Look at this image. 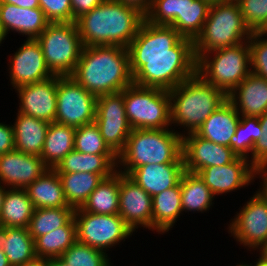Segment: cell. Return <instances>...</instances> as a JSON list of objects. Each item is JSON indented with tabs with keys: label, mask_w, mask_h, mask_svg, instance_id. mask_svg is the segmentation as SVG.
I'll return each mask as SVG.
<instances>
[{
	"label": "cell",
	"mask_w": 267,
	"mask_h": 266,
	"mask_svg": "<svg viewBox=\"0 0 267 266\" xmlns=\"http://www.w3.org/2000/svg\"><path fill=\"white\" fill-rule=\"evenodd\" d=\"M133 83L171 90L197 73L193 40L144 20L128 47Z\"/></svg>",
	"instance_id": "6da1fadb"
},
{
	"label": "cell",
	"mask_w": 267,
	"mask_h": 266,
	"mask_svg": "<svg viewBox=\"0 0 267 266\" xmlns=\"http://www.w3.org/2000/svg\"><path fill=\"white\" fill-rule=\"evenodd\" d=\"M71 77L96 97L123 91L133 84L128 48L84 46Z\"/></svg>",
	"instance_id": "7a4b0ae2"
},
{
	"label": "cell",
	"mask_w": 267,
	"mask_h": 266,
	"mask_svg": "<svg viewBox=\"0 0 267 266\" xmlns=\"http://www.w3.org/2000/svg\"><path fill=\"white\" fill-rule=\"evenodd\" d=\"M145 20L136 9L117 0H103L76 20L83 46L128 48Z\"/></svg>",
	"instance_id": "3957f363"
},
{
	"label": "cell",
	"mask_w": 267,
	"mask_h": 266,
	"mask_svg": "<svg viewBox=\"0 0 267 266\" xmlns=\"http://www.w3.org/2000/svg\"><path fill=\"white\" fill-rule=\"evenodd\" d=\"M169 95L171 125L174 131L178 126L184 128L182 136L196 132L227 101L223 90L207 83L197 73L169 90Z\"/></svg>",
	"instance_id": "277c9868"
},
{
	"label": "cell",
	"mask_w": 267,
	"mask_h": 266,
	"mask_svg": "<svg viewBox=\"0 0 267 266\" xmlns=\"http://www.w3.org/2000/svg\"><path fill=\"white\" fill-rule=\"evenodd\" d=\"M182 132L172 128L132 129L124 150L118 155L117 170L129 175L146 164L173 163L182 155Z\"/></svg>",
	"instance_id": "5b68a950"
},
{
	"label": "cell",
	"mask_w": 267,
	"mask_h": 266,
	"mask_svg": "<svg viewBox=\"0 0 267 266\" xmlns=\"http://www.w3.org/2000/svg\"><path fill=\"white\" fill-rule=\"evenodd\" d=\"M251 34L237 2H212L202 31L193 41L195 57L198 60L204 53L246 42Z\"/></svg>",
	"instance_id": "8992f818"
},
{
	"label": "cell",
	"mask_w": 267,
	"mask_h": 266,
	"mask_svg": "<svg viewBox=\"0 0 267 266\" xmlns=\"http://www.w3.org/2000/svg\"><path fill=\"white\" fill-rule=\"evenodd\" d=\"M250 73L248 41L204 53L197 60V74L227 95Z\"/></svg>",
	"instance_id": "52a82bcc"
},
{
	"label": "cell",
	"mask_w": 267,
	"mask_h": 266,
	"mask_svg": "<svg viewBox=\"0 0 267 266\" xmlns=\"http://www.w3.org/2000/svg\"><path fill=\"white\" fill-rule=\"evenodd\" d=\"M124 106L132 129L172 128L169 90L133 83L124 89Z\"/></svg>",
	"instance_id": "ba28073f"
},
{
	"label": "cell",
	"mask_w": 267,
	"mask_h": 266,
	"mask_svg": "<svg viewBox=\"0 0 267 266\" xmlns=\"http://www.w3.org/2000/svg\"><path fill=\"white\" fill-rule=\"evenodd\" d=\"M36 40L53 75L73 74L84 47L76 22L49 23Z\"/></svg>",
	"instance_id": "9c48e42d"
},
{
	"label": "cell",
	"mask_w": 267,
	"mask_h": 266,
	"mask_svg": "<svg viewBox=\"0 0 267 266\" xmlns=\"http://www.w3.org/2000/svg\"><path fill=\"white\" fill-rule=\"evenodd\" d=\"M210 0H153L145 20L153 25H167L179 34L195 40L208 18Z\"/></svg>",
	"instance_id": "30bf717a"
},
{
	"label": "cell",
	"mask_w": 267,
	"mask_h": 266,
	"mask_svg": "<svg viewBox=\"0 0 267 266\" xmlns=\"http://www.w3.org/2000/svg\"><path fill=\"white\" fill-rule=\"evenodd\" d=\"M73 217L77 241L105 253L129 239L134 233L119 214H96L78 208L74 210Z\"/></svg>",
	"instance_id": "8fae6325"
},
{
	"label": "cell",
	"mask_w": 267,
	"mask_h": 266,
	"mask_svg": "<svg viewBox=\"0 0 267 266\" xmlns=\"http://www.w3.org/2000/svg\"><path fill=\"white\" fill-rule=\"evenodd\" d=\"M96 100L95 95L71 76H59L55 123L74 128L93 123Z\"/></svg>",
	"instance_id": "7c38bea8"
},
{
	"label": "cell",
	"mask_w": 267,
	"mask_h": 266,
	"mask_svg": "<svg viewBox=\"0 0 267 266\" xmlns=\"http://www.w3.org/2000/svg\"><path fill=\"white\" fill-rule=\"evenodd\" d=\"M254 193L227 228L237 243L250 252H258L267 243V199L259 190Z\"/></svg>",
	"instance_id": "4fadbf2b"
},
{
	"label": "cell",
	"mask_w": 267,
	"mask_h": 266,
	"mask_svg": "<svg viewBox=\"0 0 267 266\" xmlns=\"http://www.w3.org/2000/svg\"><path fill=\"white\" fill-rule=\"evenodd\" d=\"M94 122L105 143L118 156L132 131L124 106V90L97 97Z\"/></svg>",
	"instance_id": "5bb4252c"
},
{
	"label": "cell",
	"mask_w": 267,
	"mask_h": 266,
	"mask_svg": "<svg viewBox=\"0 0 267 266\" xmlns=\"http://www.w3.org/2000/svg\"><path fill=\"white\" fill-rule=\"evenodd\" d=\"M8 67L12 89L54 76L45 63L42 48L36 39H25L18 50L12 53Z\"/></svg>",
	"instance_id": "9a60e30c"
},
{
	"label": "cell",
	"mask_w": 267,
	"mask_h": 266,
	"mask_svg": "<svg viewBox=\"0 0 267 266\" xmlns=\"http://www.w3.org/2000/svg\"><path fill=\"white\" fill-rule=\"evenodd\" d=\"M256 174L257 170L244 157H237L229 164L203 168L197 173L214 196L248 187L255 182Z\"/></svg>",
	"instance_id": "2e32d148"
},
{
	"label": "cell",
	"mask_w": 267,
	"mask_h": 266,
	"mask_svg": "<svg viewBox=\"0 0 267 266\" xmlns=\"http://www.w3.org/2000/svg\"><path fill=\"white\" fill-rule=\"evenodd\" d=\"M182 156L185 171L195 174L206 167L229 164L238 157L230 147L206 140L195 132L182 137Z\"/></svg>",
	"instance_id": "e0dca14e"
},
{
	"label": "cell",
	"mask_w": 267,
	"mask_h": 266,
	"mask_svg": "<svg viewBox=\"0 0 267 266\" xmlns=\"http://www.w3.org/2000/svg\"><path fill=\"white\" fill-rule=\"evenodd\" d=\"M152 205V197L120 172L119 215L134 233L141 227L152 231Z\"/></svg>",
	"instance_id": "ac0fdd59"
},
{
	"label": "cell",
	"mask_w": 267,
	"mask_h": 266,
	"mask_svg": "<svg viewBox=\"0 0 267 266\" xmlns=\"http://www.w3.org/2000/svg\"><path fill=\"white\" fill-rule=\"evenodd\" d=\"M58 75L33 84L19 86L15 89L19 98L20 113L34 118L55 122L57 107Z\"/></svg>",
	"instance_id": "d6986e66"
},
{
	"label": "cell",
	"mask_w": 267,
	"mask_h": 266,
	"mask_svg": "<svg viewBox=\"0 0 267 266\" xmlns=\"http://www.w3.org/2000/svg\"><path fill=\"white\" fill-rule=\"evenodd\" d=\"M49 169L40 156L14 149L0 155V184L6 188L26 189Z\"/></svg>",
	"instance_id": "ffe728a7"
},
{
	"label": "cell",
	"mask_w": 267,
	"mask_h": 266,
	"mask_svg": "<svg viewBox=\"0 0 267 266\" xmlns=\"http://www.w3.org/2000/svg\"><path fill=\"white\" fill-rule=\"evenodd\" d=\"M50 22L40 8H22L8 3H0V29L5 37L11 32L26 39H36Z\"/></svg>",
	"instance_id": "44dd1931"
},
{
	"label": "cell",
	"mask_w": 267,
	"mask_h": 266,
	"mask_svg": "<svg viewBox=\"0 0 267 266\" xmlns=\"http://www.w3.org/2000/svg\"><path fill=\"white\" fill-rule=\"evenodd\" d=\"M185 172L183 156L173 163L146 164L135 168L128 176L151 197L176 186Z\"/></svg>",
	"instance_id": "7402d4cb"
},
{
	"label": "cell",
	"mask_w": 267,
	"mask_h": 266,
	"mask_svg": "<svg viewBox=\"0 0 267 266\" xmlns=\"http://www.w3.org/2000/svg\"><path fill=\"white\" fill-rule=\"evenodd\" d=\"M240 116L259 117L267 112V79L250 73L228 95Z\"/></svg>",
	"instance_id": "603a6c76"
},
{
	"label": "cell",
	"mask_w": 267,
	"mask_h": 266,
	"mask_svg": "<svg viewBox=\"0 0 267 266\" xmlns=\"http://www.w3.org/2000/svg\"><path fill=\"white\" fill-rule=\"evenodd\" d=\"M241 116L227 100L214 111L195 132L198 136L219 145L230 147V139L236 132Z\"/></svg>",
	"instance_id": "cb8c5ba5"
},
{
	"label": "cell",
	"mask_w": 267,
	"mask_h": 266,
	"mask_svg": "<svg viewBox=\"0 0 267 266\" xmlns=\"http://www.w3.org/2000/svg\"><path fill=\"white\" fill-rule=\"evenodd\" d=\"M16 116L12 124L15 149L40 156L49 123L20 112H17Z\"/></svg>",
	"instance_id": "d4e9b609"
},
{
	"label": "cell",
	"mask_w": 267,
	"mask_h": 266,
	"mask_svg": "<svg viewBox=\"0 0 267 266\" xmlns=\"http://www.w3.org/2000/svg\"><path fill=\"white\" fill-rule=\"evenodd\" d=\"M117 155H98L80 153L75 150L66 155L54 168L57 173H96L103 178L117 171Z\"/></svg>",
	"instance_id": "484cf974"
},
{
	"label": "cell",
	"mask_w": 267,
	"mask_h": 266,
	"mask_svg": "<svg viewBox=\"0 0 267 266\" xmlns=\"http://www.w3.org/2000/svg\"><path fill=\"white\" fill-rule=\"evenodd\" d=\"M152 231L166 234L182 215L180 182L152 197Z\"/></svg>",
	"instance_id": "4316f807"
},
{
	"label": "cell",
	"mask_w": 267,
	"mask_h": 266,
	"mask_svg": "<svg viewBox=\"0 0 267 266\" xmlns=\"http://www.w3.org/2000/svg\"><path fill=\"white\" fill-rule=\"evenodd\" d=\"M0 248L11 266H22L37 258L28 228L0 227Z\"/></svg>",
	"instance_id": "83f0119b"
},
{
	"label": "cell",
	"mask_w": 267,
	"mask_h": 266,
	"mask_svg": "<svg viewBox=\"0 0 267 266\" xmlns=\"http://www.w3.org/2000/svg\"><path fill=\"white\" fill-rule=\"evenodd\" d=\"M25 190L35 209L70 207L64 196L61 179L54 169L47 170Z\"/></svg>",
	"instance_id": "f1b7e54d"
},
{
	"label": "cell",
	"mask_w": 267,
	"mask_h": 266,
	"mask_svg": "<svg viewBox=\"0 0 267 266\" xmlns=\"http://www.w3.org/2000/svg\"><path fill=\"white\" fill-rule=\"evenodd\" d=\"M75 129L55 122L49 123L40 155L49 168L54 169L66 155L74 150Z\"/></svg>",
	"instance_id": "f546056e"
},
{
	"label": "cell",
	"mask_w": 267,
	"mask_h": 266,
	"mask_svg": "<svg viewBox=\"0 0 267 266\" xmlns=\"http://www.w3.org/2000/svg\"><path fill=\"white\" fill-rule=\"evenodd\" d=\"M34 210L25 189L7 188L0 212V227L28 228Z\"/></svg>",
	"instance_id": "4dcf8cb0"
},
{
	"label": "cell",
	"mask_w": 267,
	"mask_h": 266,
	"mask_svg": "<svg viewBox=\"0 0 267 266\" xmlns=\"http://www.w3.org/2000/svg\"><path fill=\"white\" fill-rule=\"evenodd\" d=\"M119 188L120 172L117 170L110 177L103 178L81 209L103 215L119 214Z\"/></svg>",
	"instance_id": "1f68e13d"
},
{
	"label": "cell",
	"mask_w": 267,
	"mask_h": 266,
	"mask_svg": "<svg viewBox=\"0 0 267 266\" xmlns=\"http://www.w3.org/2000/svg\"><path fill=\"white\" fill-rule=\"evenodd\" d=\"M180 185L183 212L204 213L213 206L215 196L197 174L185 171Z\"/></svg>",
	"instance_id": "d6a6232c"
},
{
	"label": "cell",
	"mask_w": 267,
	"mask_h": 266,
	"mask_svg": "<svg viewBox=\"0 0 267 266\" xmlns=\"http://www.w3.org/2000/svg\"><path fill=\"white\" fill-rule=\"evenodd\" d=\"M77 241L76 223L72 217L64 226L34 239L37 258H59Z\"/></svg>",
	"instance_id": "836d02e7"
},
{
	"label": "cell",
	"mask_w": 267,
	"mask_h": 266,
	"mask_svg": "<svg viewBox=\"0 0 267 266\" xmlns=\"http://www.w3.org/2000/svg\"><path fill=\"white\" fill-rule=\"evenodd\" d=\"M66 202L74 210L81 208L87 201L90 194L103 180L100 174L96 173H58Z\"/></svg>",
	"instance_id": "e575fe53"
},
{
	"label": "cell",
	"mask_w": 267,
	"mask_h": 266,
	"mask_svg": "<svg viewBox=\"0 0 267 266\" xmlns=\"http://www.w3.org/2000/svg\"><path fill=\"white\" fill-rule=\"evenodd\" d=\"M74 214L72 207L37 208L28 226L29 234L35 239L64 226Z\"/></svg>",
	"instance_id": "d590c367"
},
{
	"label": "cell",
	"mask_w": 267,
	"mask_h": 266,
	"mask_svg": "<svg viewBox=\"0 0 267 266\" xmlns=\"http://www.w3.org/2000/svg\"><path fill=\"white\" fill-rule=\"evenodd\" d=\"M59 259L65 266H113L108 253L76 241Z\"/></svg>",
	"instance_id": "8d00e7d4"
},
{
	"label": "cell",
	"mask_w": 267,
	"mask_h": 266,
	"mask_svg": "<svg viewBox=\"0 0 267 266\" xmlns=\"http://www.w3.org/2000/svg\"><path fill=\"white\" fill-rule=\"evenodd\" d=\"M74 150L86 154L116 155L105 143L95 122L75 129Z\"/></svg>",
	"instance_id": "74e56055"
},
{
	"label": "cell",
	"mask_w": 267,
	"mask_h": 266,
	"mask_svg": "<svg viewBox=\"0 0 267 266\" xmlns=\"http://www.w3.org/2000/svg\"><path fill=\"white\" fill-rule=\"evenodd\" d=\"M237 3L251 32L267 30V0H239Z\"/></svg>",
	"instance_id": "f35d334b"
},
{
	"label": "cell",
	"mask_w": 267,
	"mask_h": 266,
	"mask_svg": "<svg viewBox=\"0 0 267 266\" xmlns=\"http://www.w3.org/2000/svg\"><path fill=\"white\" fill-rule=\"evenodd\" d=\"M248 43L251 72L267 79V33L252 32Z\"/></svg>",
	"instance_id": "ab89813d"
},
{
	"label": "cell",
	"mask_w": 267,
	"mask_h": 266,
	"mask_svg": "<svg viewBox=\"0 0 267 266\" xmlns=\"http://www.w3.org/2000/svg\"><path fill=\"white\" fill-rule=\"evenodd\" d=\"M39 8L50 23L72 22L71 0H39Z\"/></svg>",
	"instance_id": "60d3db41"
},
{
	"label": "cell",
	"mask_w": 267,
	"mask_h": 266,
	"mask_svg": "<svg viewBox=\"0 0 267 266\" xmlns=\"http://www.w3.org/2000/svg\"><path fill=\"white\" fill-rule=\"evenodd\" d=\"M259 122L262 129V136L255 143L249 159L251 165L257 171L267 168V112L259 116Z\"/></svg>",
	"instance_id": "b9f144b4"
},
{
	"label": "cell",
	"mask_w": 267,
	"mask_h": 266,
	"mask_svg": "<svg viewBox=\"0 0 267 266\" xmlns=\"http://www.w3.org/2000/svg\"><path fill=\"white\" fill-rule=\"evenodd\" d=\"M230 148L238 157L248 159V133L244 128V116H241L236 132L230 139Z\"/></svg>",
	"instance_id": "7bdbcfd3"
},
{
	"label": "cell",
	"mask_w": 267,
	"mask_h": 266,
	"mask_svg": "<svg viewBox=\"0 0 267 266\" xmlns=\"http://www.w3.org/2000/svg\"><path fill=\"white\" fill-rule=\"evenodd\" d=\"M244 128H247L248 133V160L252 155V150L255 143L262 136V129L259 122V117L244 116ZM251 152V153H250Z\"/></svg>",
	"instance_id": "ee69618b"
},
{
	"label": "cell",
	"mask_w": 267,
	"mask_h": 266,
	"mask_svg": "<svg viewBox=\"0 0 267 266\" xmlns=\"http://www.w3.org/2000/svg\"><path fill=\"white\" fill-rule=\"evenodd\" d=\"M0 122V155L15 149L12 124Z\"/></svg>",
	"instance_id": "f6af8a7d"
},
{
	"label": "cell",
	"mask_w": 267,
	"mask_h": 266,
	"mask_svg": "<svg viewBox=\"0 0 267 266\" xmlns=\"http://www.w3.org/2000/svg\"><path fill=\"white\" fill-rule=\"evenodd\" d=\"M103 0H71L72 22H76L85 13L90 12Z\"/></svg>",
	"instance_id": "bcb514c9"
},
{
	"label": "cell",
	"mask_w": 267,
	"mask_h": 266,
	"mask_svg": "<svg viewBox=\"0 0 267 266\" xmlns=\"http://www.w3.org/2000/svg\"><path fill=\"white\" fill-rule=\"evenodd\" d=\"M118 2L136 9L142 15L146 16L151 8L153 0H117Z\"/></svg>",
	"instance_id": "7dc6e473"
},
{
	"label": "cell",
	"mask_w": 267,
	"mask_h": 266,
	"mask_svg": "<svg viewBox=\"0 0 267 266\" xmlns=\"http://www.w3.org/2000/svg\"><path fill=\"white\" fill-rule=\"evenodd\" d=\"M0 3H8L22 8H39V0H0Z\"/></svg>",
	"instance_id": "c3c4849f"
},
{
	"label": "cell",
	"mask_w": 267,
	"mask_h": 266,
	"mask_svg": "<svg viewBox=\"0 0 267 266\" xmlns=\"http://www.w3.org/2000/svg\"><path fill=\"white\" fill-rule=\"evenodd\" d=\"M256 177L262 179V182H260L261 185H259L260 188L257 190L267 199V168L257 171Z\"/></svg>",
	"instance_id": "681fc988"
},
{
	"label": "cell",
	"mask_w": 267,
	"mask_h": 266,
	"mask_svg": "<svg viewBox=\"0 0 267 266\" xmlns=\"http://www.w3.org/2000/svg\"><path fill=\"white\" fill-rule=\"evenodd\" d=\"M22 266H48V259L35 258L31 262H28Z\"/></svg>",
	"instance_id": "f907efd6"
},
{
	"label": "cell",
	"mask_w": 267,
	"mask_h": 266,
	"mask_svg": "<svg viewBox=\"0 0 267 266\" xmlns=\"http://www.w3.org/2000/svg\"><path fill=\"white\" fill-rule=\"evenodd\" d=\"M0 266H11L8 261V258L6 257L5 253L1 248H0Z\"/></svg>",
	"instance_id": "816d5d0a"
},
{
	"label": "cell",
	"mask_w": 267,
	"mask_h": 266,
	"mask_svg": "<svg viewBox=\"0 0 267 266\" xmlns=\"http://www.w3.org/2000/svg\"><path fill=\"white\" fill-rule=\"evenodd\" d=\"M48 266H65V264L59 259H48Z\"/></svg>",
	"instance_id": "f5cc1de1"
},
{
	"label": "cell",
	"mask_w": 267,
	"mask_h": 266,
	"mask_svg": "<svg viewBox=\"0 0 267 266\" xmlns=\"http://www.w3.org/2000/svg\"><path fill=\"white\" fill-rule=\"evenodd\" d=\"M256 259L257 260H255L256 262H254V266H267V260L264 259L260 254Z\"/></svg>",
	"instance_id": "db71d44e"
},
{
	"label": "cell",
	"mask_w": 267,
	"mask_h": 266,
	"mask_svg": "<svg viewBox=\"0 0 267 266\" xmlns=\"http://www.w3.org/2000/svg\"><path fill=\"white\" fill-rule=\"evenodd\" d=\"M6 187H4L2 184H0V212L3 205V199L6 191Z\"/></svg>",
	"instance_id": "11a10c76"
},
{
	"label": "cell",
	"mask_w": 267,
	"mask_h": 266,
	"mask_svg": "<svg viewBox=\"0 0 267 266\" xmlns=\"http://www.w3.org/2000/svg\"><path fill=\"white\" fill-rule=\"evenodd\" d=\"M258 252L264 259L267 260V243Z\"/></svg>",
	"instance_id": "9f6ffc18"
},
{
	"label": "cell",
	"mask_w": 267,
	"mask_h": 266,
	"mask_svg": "<svg viewBox=\"0 0 267 266\" xmlns=\"http://www.w3.org/2000/svg\"><path fill=\"white\" fill-rule=\"evenodd\" d=\"M253 263H237V265L235 264V266H254V264L252 265Z\"/></svg>",
	"instance_id": "6f0895ef"
},
{
	"label": "cell",
	"mask_w": 267,
	"mask_h": 266,
	"mask_svg": "<svg viewBox=\"0 0 267 266\" xmlns=\"http://www.w3.org/2000/svg\"><path fill=\"white\" fill-rule=\"evenodd\" d=\"M6 40L5 37L3 36L1 29H0V46L3 44V41Z\"/></svg>",
	"instance_id": "680465c9"
},
{
	"label": "cell",
	"mask_w": 267,
	"mask_h": 266,
	"mask_svg": "<svg viewBox=\"0 0 267 266\" xmlns=\"http://www.w3.org/2000/svg\"><path fill=\"white\" fill-rule=\"evenodd\" d=\"M211 2H216V1H227V0H210Z\"/></svg>",
	"instance_id": "91938a15"
},
{
	"label": "cell",
	"mask_w": 267,
	"mask_h": 266,
	"mask_svg": "<svg viewBox=\"0 0 267 266\" xmlns=\"http://www.w3.org/2000/svg\"><path fill=\"white\" fill-rule=\"evenodd\" d=\"M227 1H231V2H238L239 0H227Z\"/></svg>",
	"instance_id": "94428289"
}]
</instances>
